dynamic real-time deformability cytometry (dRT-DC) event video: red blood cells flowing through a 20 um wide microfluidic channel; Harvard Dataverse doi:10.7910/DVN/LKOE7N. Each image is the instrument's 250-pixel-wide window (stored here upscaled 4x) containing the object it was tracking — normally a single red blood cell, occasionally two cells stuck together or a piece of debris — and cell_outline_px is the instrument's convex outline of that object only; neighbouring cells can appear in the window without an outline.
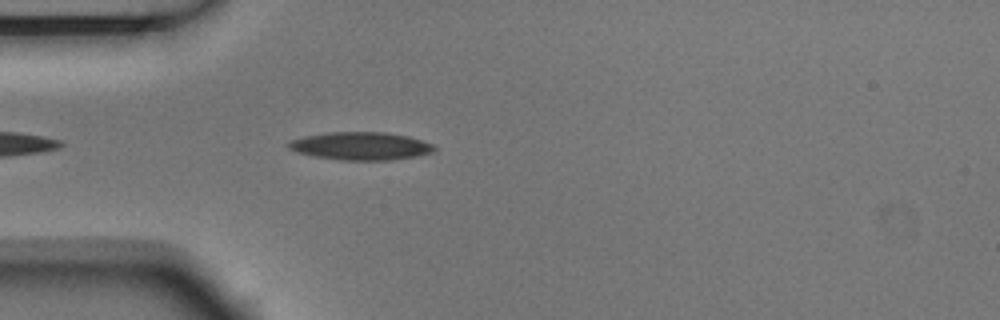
{"species": "Egyptian fruit bat (a non-hibernating species)", "species_latin": "Rousettus aegyptiacus", "temperature_condition": "room temperature", "stored_images_in_passage": 8, "camera_frame_rate_fps": 3000, "um_per_image_px": 0.085, "animal": {"sex": "male"}, "frame": {"image": 1, "passage_image": 4, "time_ms": 1.0, "image_size_px": [1000, 320], "cell_outline_px": [[436, 148], [432, 152], [416, 156], [388, 160], [340, 160], [312, 156], [296, 152], [288, 148], [284, 144], [288, 140], [304, 136], [328, 132], [384, 132], [408, 136], [432, 144]], "centroid_in_image_um": [30.57, 12.41], "position_along_channel_um": 54.4, "area_um2": 23.81}}